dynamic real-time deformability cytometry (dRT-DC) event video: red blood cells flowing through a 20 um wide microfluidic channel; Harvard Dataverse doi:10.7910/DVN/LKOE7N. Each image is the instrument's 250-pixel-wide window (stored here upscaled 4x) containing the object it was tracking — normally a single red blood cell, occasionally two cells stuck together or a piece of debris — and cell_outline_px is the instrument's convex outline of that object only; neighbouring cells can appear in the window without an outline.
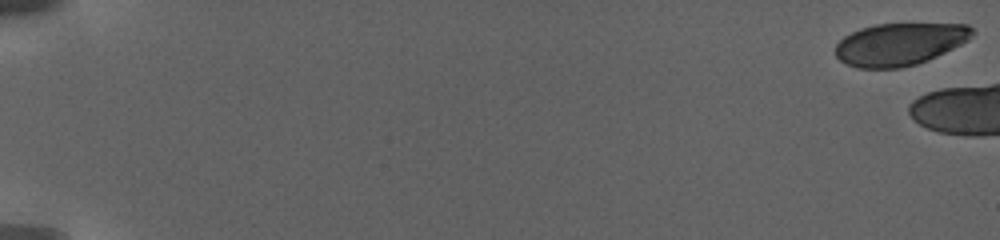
{"species": "human", "species_latin": "Homo sapiens", "temperature_condition": "warm", "stored_images_in_passage": 9, "camera_frame_rate_fps": 3000, "um_per_image_px": 0.085, "donor": {"sex": "female"}, "frame": {"image": 1, "passage_image": 1, "time_ms": 0.0, "image_size_px": [1000, 240], "cell_outline_px": [[976, 32], [968, 40], [928, 60], [916, 64], [900, 68], [856, 68], [840, 60], [836, 56], [836, 44], [844, 36], [860, 28], [876, 24], [968, 24]], "centroid_in_image_um": [76.46, 3.75], "position_along_channel_um": 8.5, "area_um2": 33.64}}